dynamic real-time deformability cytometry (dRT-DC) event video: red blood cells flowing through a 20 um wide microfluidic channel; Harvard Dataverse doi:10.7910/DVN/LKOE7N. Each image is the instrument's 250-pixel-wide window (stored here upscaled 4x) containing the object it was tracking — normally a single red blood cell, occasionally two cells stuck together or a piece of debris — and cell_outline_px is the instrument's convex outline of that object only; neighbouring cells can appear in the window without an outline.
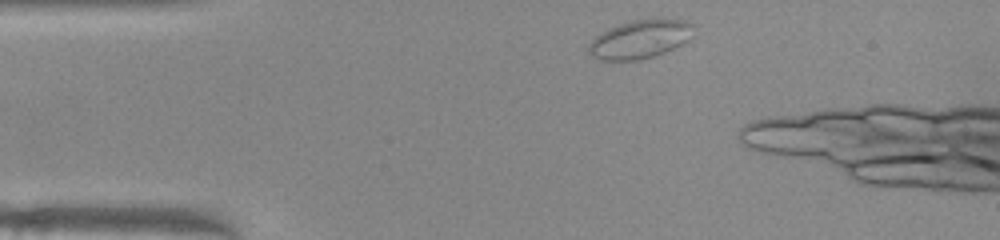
{"species": "common noctule bat (a hibernating species)", "species_latin": "Nyctalus noctula", "temperature_condition": "warm", "stored_images_in_passage": 27, "camera_frame_rate_fps": 3000, "um_per_image_px": 0.085, "animal": {"sex": "female", "body_mass_g": 22.0, "forearm_length_mm": 56.7}, "frame": {"image": 1, "passage_image": 2, "time_ms": 0.333, "image_size_px": [1000, 240], "cell_outline_px": [[692, 36], [688, 40], [664, 52], [652, 56], [636, 60], [604, 60], [592, 56], [588, 52], [588, 44], [600, 32], [620, 24], [632, 20], [688, 20], [692, 24]], "centroid_in_image_um": [54.37, 3.34], "position_along_channel_um": 30.6, "area_um2": 22.95}}
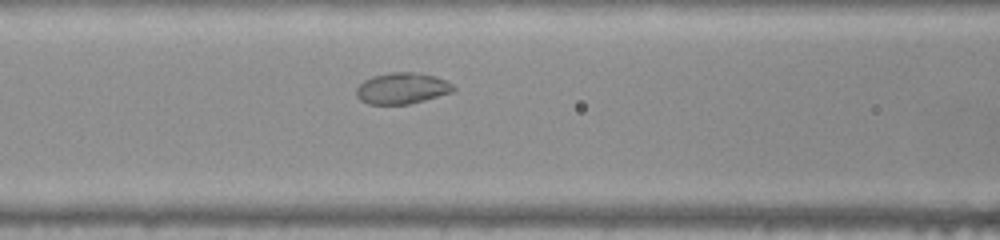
{"frame": {"image": 2, "passage_image": 13, "time_ms": 4.0, "image_size_px": [1000, 240], "cell_outline_px": [[456, 88], [452, 92], [424, 100], [408, 104], [368, 104], [360, 100], [356, 96], [356, 88], [364, 80], [372, 76], [392, 72], [412, 72], [436, 76], [452, 84]], "centroid_in_image_um": [34.15, 7.5], "position_along_channel_um": 132.5, "area_um2": 17.57}}
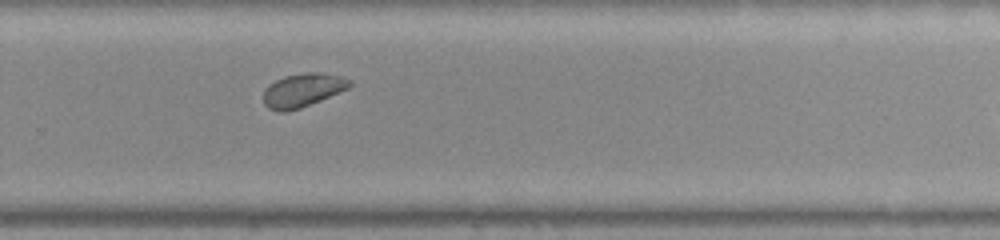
{"frame": {"image": 3, "passage_image": 26, "time_ms": 8.333, "image_size_px": [1000, 240], "cell_outline_px": [[352, 84], [348, 88], [320, 100], [300, 108], [284, 112], [280, 112], [268, 108], [264, 104], [264, 88], [268, 84], [284, 76], [304, 72], [324, 72], [352, 80]], "centroid_in_image_um": [25.7, 7.65], "position_along_channel_um": 304.1, "area_um2": 16.88}}